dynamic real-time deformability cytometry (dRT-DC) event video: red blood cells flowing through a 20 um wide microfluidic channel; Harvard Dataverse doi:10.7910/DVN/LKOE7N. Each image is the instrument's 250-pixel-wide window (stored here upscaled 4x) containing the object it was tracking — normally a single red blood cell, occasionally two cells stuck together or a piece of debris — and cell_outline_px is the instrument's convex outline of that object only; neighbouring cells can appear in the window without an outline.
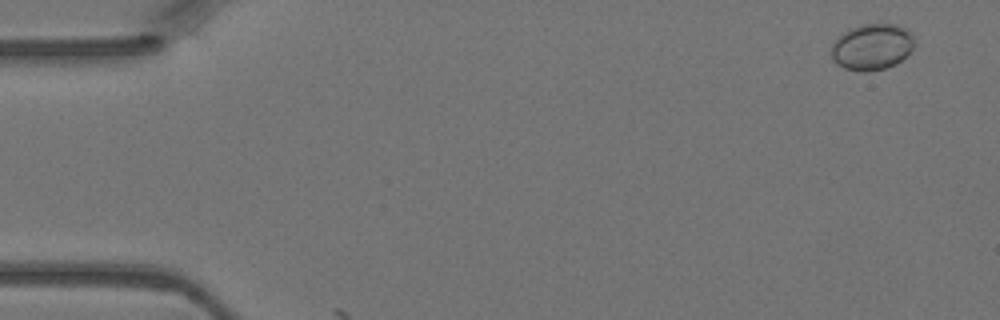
{"species": "Egyptian fruit bat (a non-hibernating species)", "species_latin": "Rousettus aegyptiacus", "temperature_condition": "warm", "stored_images_in_passage": 4, "camera_frame_rate_fps": 3000, "um_per_image_px": 0.085, "animal": {"sex": "female"}, "frame": {"image": 1, "passage_image": 1, "time_ms": 0.0, "image_size_px": [1000, 320], "cell_outline_px": [[912, 48], [896, 64], [884, 68], [864, 72], [860, 72], [844, 68], [836, 64], [832, 60], [832, 44], [848, 28], [860, 24], [880, 20], [896, 24], [908, 28], [912, 32]], "centroid_in_image_um": [74.11, 3.92], "position_along_channel_um": 10.9, "area_um2": 22.83}}
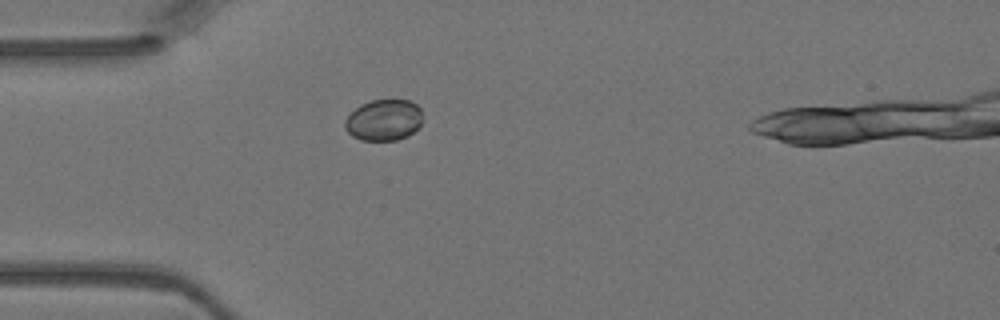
{"frame": {"image": 2, "passage_image": 4, "time_ms": 1.0, "image_size_px": [1000, 320], "cell_outline_px": [[424, 116], [420, 124], [408, 136], [396, 140], [360, 140], [352, 136], [344, 128], [344, 120], [360, 104], [372, 100], [408, 100], [416, 104], [420, 108]], "centroid_in_image_um": [32.62, 10.2], "position_along_channel_um": 52.4, "area_um2": 18.73}}